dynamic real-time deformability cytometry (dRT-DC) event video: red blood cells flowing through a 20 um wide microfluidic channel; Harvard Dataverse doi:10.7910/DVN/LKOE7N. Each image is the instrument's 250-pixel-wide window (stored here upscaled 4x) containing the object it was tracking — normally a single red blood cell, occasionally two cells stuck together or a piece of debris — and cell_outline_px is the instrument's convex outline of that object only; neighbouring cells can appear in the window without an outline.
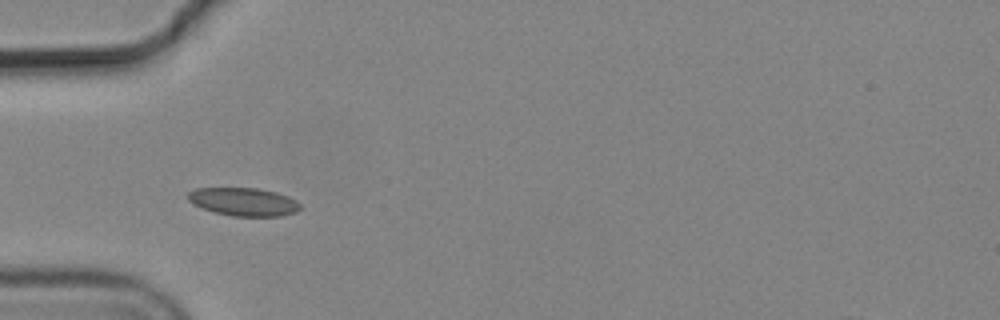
{"species": "common noctule bat (a hibernating species)", "species_latin": "Nyctalus noctula", "temperature_condition": "cold", "stored_images_in_passage": 4, "camera_frame_rate_fps": 3000, "um_per_image_px": 0.085, "animal": {"sex": "male", "body_mass_g": 19.2, "forearm_length_mm": 51.8}, "frame": {"image": 1, "passage_image": 3, "time_ms": 0.667, "image_size_px": [1000, 320], "cell_outline_px": [[300, 208], [296, 212], [280, 216], [232, 216], [216, 212], [192, 204], [188, 200], [188, 192], [196, 188], [256, 188], [276, 192], [288, 196], [296, 200], [300, 204]], "centroid_in_image_um": [20.71, 17.15], "position_along_channel_um": 64.3, "area_um2": 18.32}}
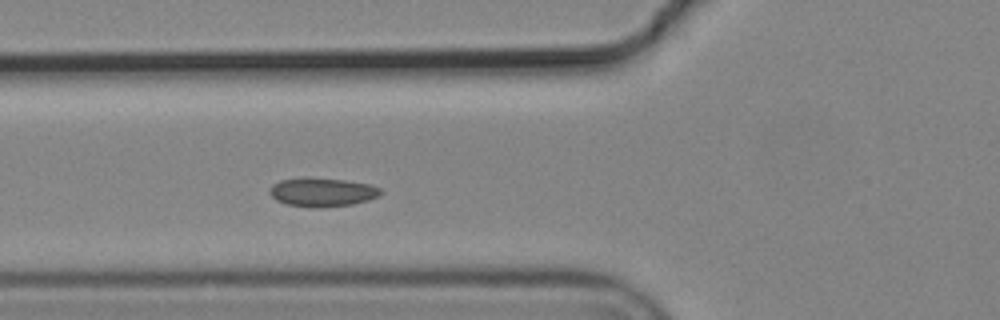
{"frame": {"image": 2, "passage_image": 4, "time_ms": 1.0, "image_size_px": [1000, 320], "cell_outline_px": [[384, 192], [380, 196], [368, 200], [352, 204], [320, 208], [316, 208], [288, 204], [276, 200], [268, 192], [272, 184], [280, 180], [308, 176], [344, 180], [368, 184], [380, 188]], "centroid_in_image_um": [27.39, 16.32], "position_along_channel_um": 98.4, "area_um2": 18.84}}